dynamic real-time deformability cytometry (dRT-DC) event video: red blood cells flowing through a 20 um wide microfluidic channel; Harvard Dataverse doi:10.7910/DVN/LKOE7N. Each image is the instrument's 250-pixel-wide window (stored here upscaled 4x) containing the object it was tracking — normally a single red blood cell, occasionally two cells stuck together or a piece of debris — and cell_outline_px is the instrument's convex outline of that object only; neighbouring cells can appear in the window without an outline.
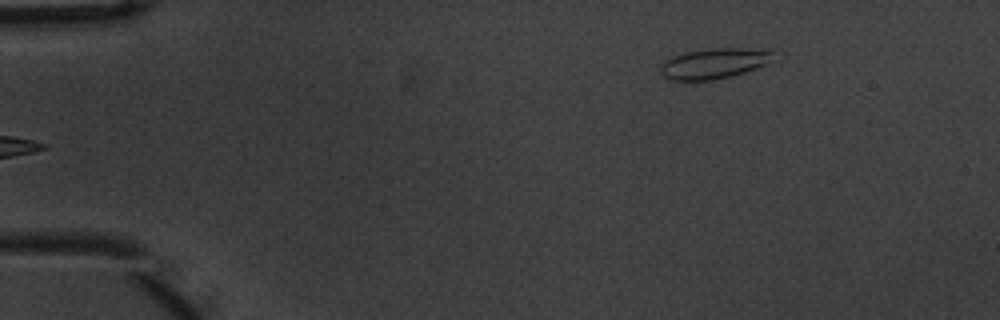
{"species": "common noctule bat (a hibernating species)", "species_latin": "Nyctalus noctula", "temperature_condition": "warm", "stored_images_in_passage": 5, "camera_frame_rate_fps": 3000, "um_per_image_px": 0.085, "animal": {"sex": "male", "body_mass_g": 20.1, "forearm_length_mm": 53.5}, "frame": {"image": 1, "passage_image": 5, "time_ms": 1.333, "image_size_px": [1000, 320], "cell_outline_px": [[772, 52], [764, 64], [756, 68], [732, 76], [712, 80], [672, 80], [664, 76], [660, 72], [660, 68], [664, 60], [684, 52], [708, 48], [772, 48]], "centroid_in_image_um": [60.66, 5.37], "position_along_channel_um": 24.3, "area_um2": 19.88}}